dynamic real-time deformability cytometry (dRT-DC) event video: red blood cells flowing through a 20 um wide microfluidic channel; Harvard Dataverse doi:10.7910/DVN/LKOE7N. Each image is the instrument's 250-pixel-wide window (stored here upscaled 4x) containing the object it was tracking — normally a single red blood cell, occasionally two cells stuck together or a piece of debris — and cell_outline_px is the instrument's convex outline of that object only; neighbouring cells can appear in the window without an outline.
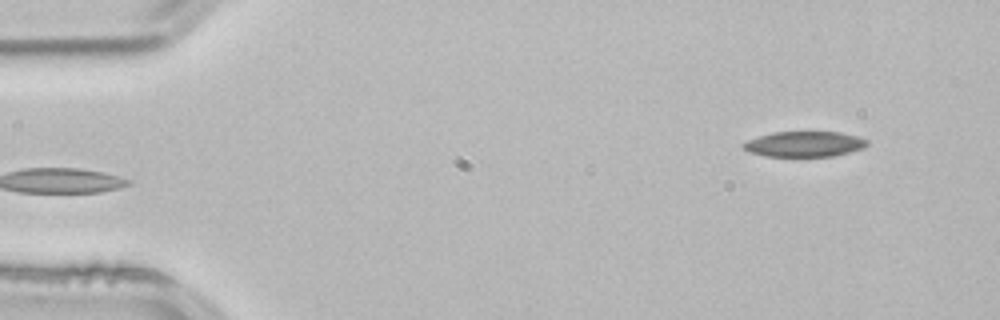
{"species": "common noctule bat (a hibernating species)", "species_latin": "Nyctalus noctula", "temperature_condition": "room temperature", "stored_images_in_passage": 2, "segment_of_instrument_passage": [2, 2], "camera_frame_rate_fps": 3000, "um_per_image_px": 0.085, "animal": {"sex": "male", "body_mass_g": 21.5, "forearm_length_mm": 52.0}, "frame": {"image": 1, "passage_image": 2, "time_ms": 0.333, "image_size_px": [1000, 320], "cell_outline_px": [[868, 144], [864, 148], [832, 156], [764, 156], [748, 152], [744, 148], [744, 144], [748, 140], [772, 132], [840, 132], [860, 136], [868, 140]], "centroid_in_image_um": [68.41, 12.24], "position_along_channel_um": 16.6, "area_um2": 18.26}}